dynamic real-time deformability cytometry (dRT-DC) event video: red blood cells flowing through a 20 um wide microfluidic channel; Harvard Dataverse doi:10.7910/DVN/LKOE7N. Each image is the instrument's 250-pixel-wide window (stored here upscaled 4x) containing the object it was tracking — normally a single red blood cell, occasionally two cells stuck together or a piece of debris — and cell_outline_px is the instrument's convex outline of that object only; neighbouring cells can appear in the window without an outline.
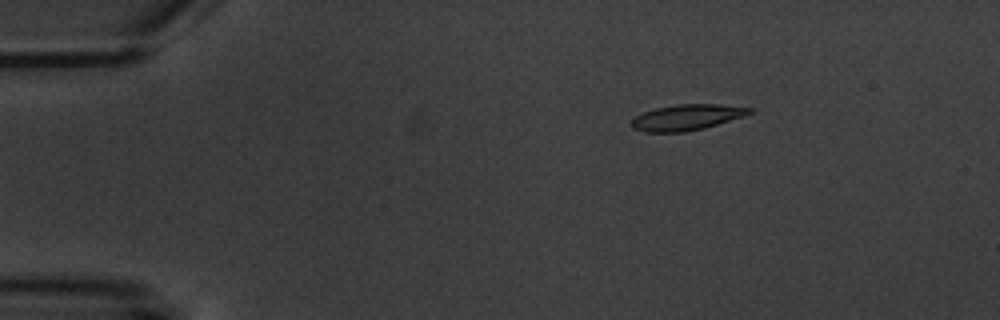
{"species": "common noctule bat (a hibernating species)", "species_latin": "Nyctalus noctula", "temperature_condition": "warm", "stored_images_in_passage": 5, "camera_frame_rate_fps": 3000, "um_per_image_px": 0.085, "animal": {"sex": "male", "body_mass_g": 20.1, "forearm_length_mm": 53.5}, "frame": {"image": 1, "passage_image": 3, "time_ms": 2.667, "image_size_px": [1000, 320], "cell_outline_px": [[752, 112], [744, 116], [704, 128], [684, 132], [644, 132], [632, 128], [632, 120], [636, 116], [644, 112], [656, 108], [676, 104], [720, 104], [752, 108]], "centroid_in_image_um": [58.37, 9.97], "position_along_channel_um": 26.6, "area_um2": 17.63}}